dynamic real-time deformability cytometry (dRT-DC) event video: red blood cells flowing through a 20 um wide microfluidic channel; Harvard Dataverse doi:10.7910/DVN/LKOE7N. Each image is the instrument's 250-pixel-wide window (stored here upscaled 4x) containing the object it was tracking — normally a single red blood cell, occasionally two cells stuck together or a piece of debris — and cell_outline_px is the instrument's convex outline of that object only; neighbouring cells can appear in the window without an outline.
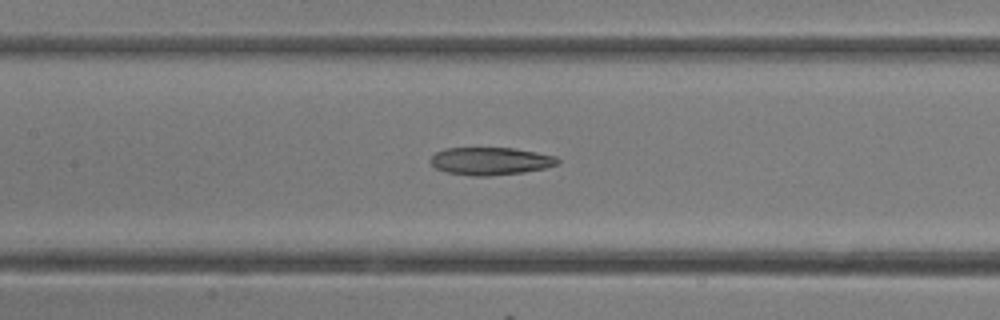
{"species": "common noctule bat (a hibernating species)", "species_latin": "Nyctalus noctula", "temperature_condition": "room temperature", "stored_images_in_passage": 16, "camera_frame_rate_fps": 3000, "um_per_image_px": 0.085, "animal": {"sex": "female"}, "frame": {"image": 1, "passage_image": 12, "time_ms": 3.667, "image_size_px": [1000, 320], "cell_outline_px": [[560, 164], [544, 168], [524, 172], [488, 176], [472, 176], [444, 172], [436, 168], [428, 160], [436, 152], [444, 148], [516, 148], [556, 156], [560, 160]], "centroid_in_image_um": [41.69, 13.69], "position_along_channel_um": 165.7, "area_um2": 20.69}}
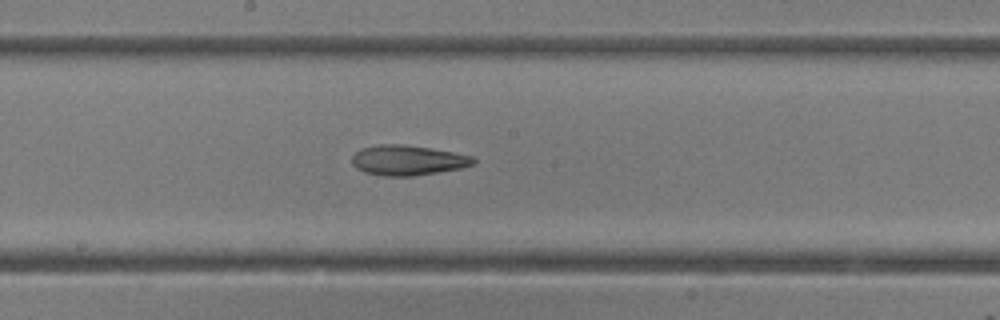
{"frame": {"image": 2, "passage_image": 14, "time_ms": 4.333, "image_size_px": [1000, 320], "cell_outline_px": [[476, 160], [472, 164], [460, 168], [416, 176], [384, 176], [364, 172], [356, 168], [352, 164], [352, 156], [360, 148], [380, 144], [404, 144], [432, 148], [472, 156]], "centroid_in_image_um": [34.62, 13.62], "position_along_channel_um": 213.6, "area_um2": 21.33}}
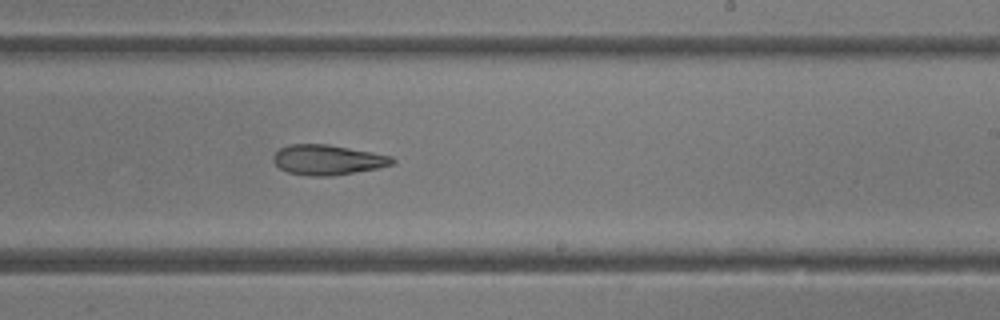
{"frame": {"image": 3, "passage_image": 16, "time_ms": 5.0, "image_size_px": [1000, 320], "cell_outline_px": [[396, 160], [392, 164], [380, 168], [332, 176], [308, 176], [288, 172], [280, 168], [272, 160], [272, 156], [280, 148], [288, 144], [328, 144], [372, 152], [392, 156]], "centroid_in_image_um": [27.85, 13.59], "position_along_channel_um": 261.1, "area_um2": 20.98}}